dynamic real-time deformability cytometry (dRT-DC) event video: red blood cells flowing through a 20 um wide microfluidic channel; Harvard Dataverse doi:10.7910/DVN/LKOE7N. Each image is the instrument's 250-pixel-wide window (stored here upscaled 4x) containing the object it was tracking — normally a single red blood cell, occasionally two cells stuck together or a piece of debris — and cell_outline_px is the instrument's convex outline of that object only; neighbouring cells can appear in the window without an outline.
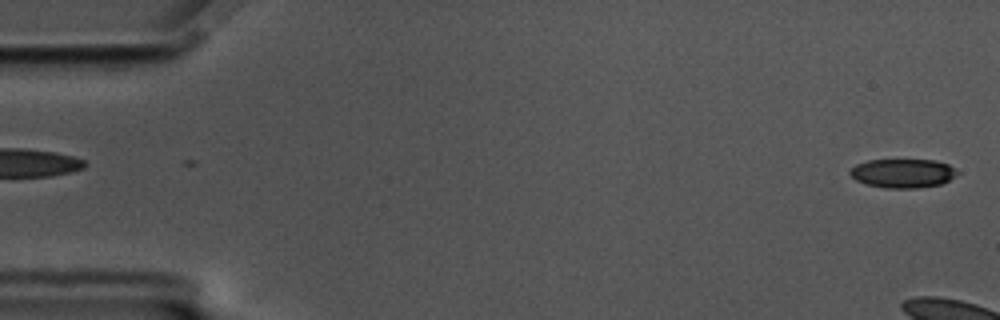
{"species": "common noctule bat (a hibernating species)", "species_latin": "Nyctalus noctula", "temperature_condition": "cold", "stored_images_in_passage": 7, "camera_frame_rate_fps": 3000, "um_per_image_px": 0.085, "animal": {"sex": "male", "body_mass_g": 17.5, "forearm_length_mm": 52.3}, "frame": {"image": 1, "passage_image": 1, "time_ms": 0.0, "image_size_px": [1000, 320], "cell_outline_px": [[960, 172], [956, 176], [940, 184], [916, 188], [884, 188], [864, 184], [856, 180], [848, 172], [856, 164], [868, 160], [936, 160], [948, 164]], "centroid_in_image_um": [76.73, 14.73], "position_along_channel_um": 8.3, "area_um2": 18.15}}